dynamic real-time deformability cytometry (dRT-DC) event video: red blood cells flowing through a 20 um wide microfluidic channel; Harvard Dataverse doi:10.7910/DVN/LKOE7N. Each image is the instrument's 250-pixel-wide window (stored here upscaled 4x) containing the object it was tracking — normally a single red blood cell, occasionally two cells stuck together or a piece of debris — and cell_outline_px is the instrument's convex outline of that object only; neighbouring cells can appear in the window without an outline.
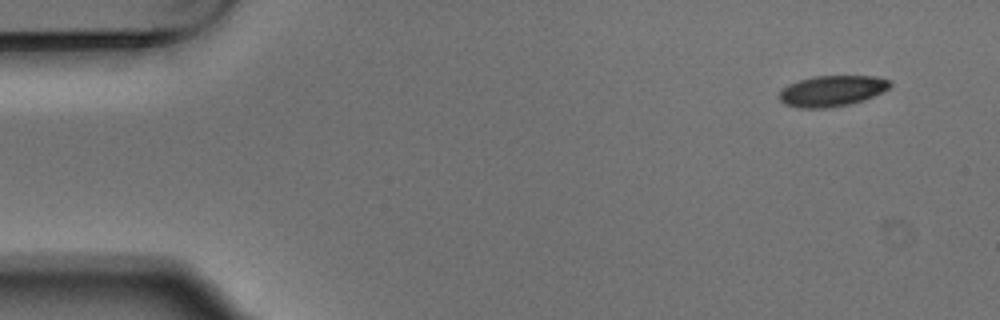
{"species": "Egyptian fruit bat (a non-hibernating species)", "species_latin": "Rousettus aegyptiacus", "temperature_condition": "warm", "stored_images_in_passage": 5, "camera_frame_rate_fps": 3000, "um_per_image_px": 0.085, "animal": {"sex": "male"}, "frame": {"image": 1, "passage_image": 1, "time_ms": 0.0, "image_size_px": [1000, 320], "cell_outline_px": [[892, 84], [888, 88], [864, 100], [848, 104], [828, 108], [796, 108], [784, 104], [776, 96], [788, 84], [812, 76], [876, 76], [892, 80]], "centroid_in_image_um": [70.69, 7.73], "position_along_channel_um": 14.3, "area_um2": 20.0}}
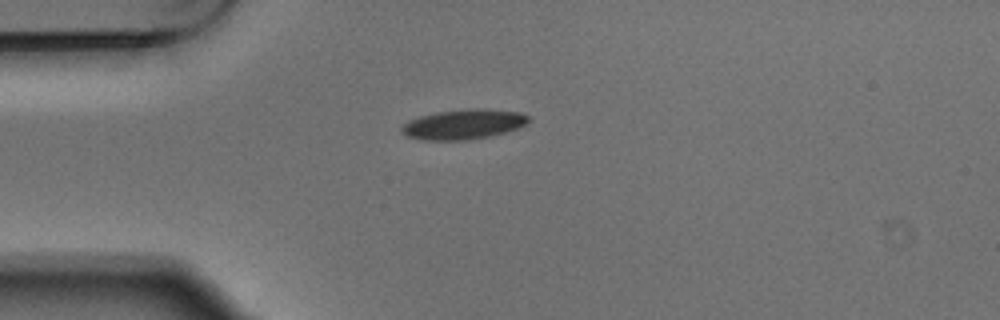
{"frame": {"image": 2, "passage_image": 4, "time_ms": 1.0, "image_size_px": [1000, 320], "cell_outline_px": [[528, 120], [520, 128], [488, 136], [468, 140], [424, 140], [408, 136], [400, 132], [400, 128], [408, 120], [420, 116], [440, 112], [472, 108], [484, 108], [520, 112], [528, 116]], "centroid_in_image_um": [39.38, 10.56], "position_along_channel_um": 45.6, "area_um2": 21.96}}
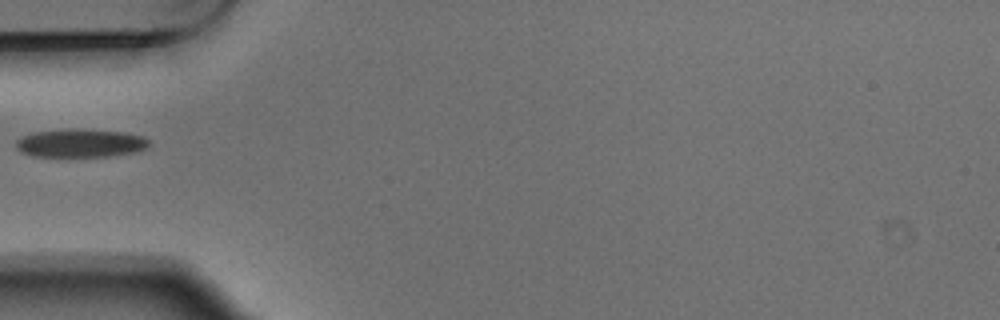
{"frame": {"image": 3, "passage_image": 5, "time_ms": 1.333, "image_size_px": [1000, 320], "cell_outline_px": [[148, 144], [144, 148], [136, 152], [108, 156], [32, 156], [20, 152], [16, 148], [16, 140], [24, 136], [36, 132], [68, 128], [72, 128], [124, 132], [144, 136], [148, 140]], "centroid_in_image_um": [6.82, 12.16], "position_along_channel_um": 78.2, "area_um2": 21.85}}